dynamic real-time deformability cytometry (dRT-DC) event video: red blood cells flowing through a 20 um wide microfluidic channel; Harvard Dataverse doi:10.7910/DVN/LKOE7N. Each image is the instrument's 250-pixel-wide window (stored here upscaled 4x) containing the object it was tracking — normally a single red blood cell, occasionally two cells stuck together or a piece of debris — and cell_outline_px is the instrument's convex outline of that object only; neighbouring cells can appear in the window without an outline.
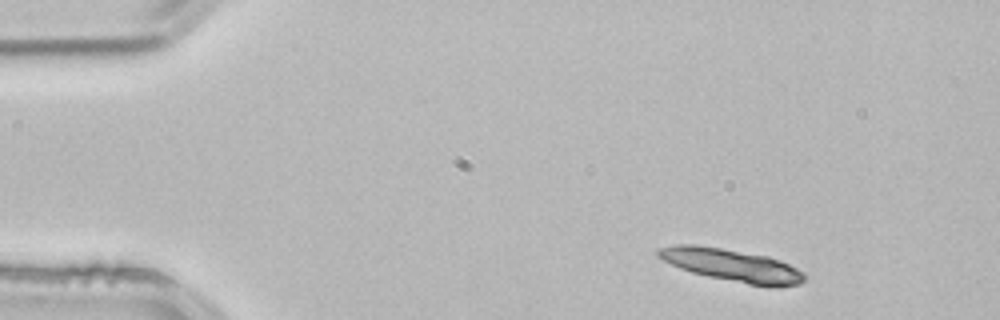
{"species": "common noctule bat (a hibernating species)", "species_latin": "Nyctalus noctula", "temperature_condition": "room temperature", "stored_images_in_passage": 3, "segment_of_instrument_passage": [1, 2], "camera_frame_rate_fps": 3000, "um_per_image_px": 0.085, "animal": {"sex": "male", "body_mass_g": 21.5, "forearm_length_mm": 52.0}, "frame": {"image": 1, "passage_image": 1, "time_ms": 0.0, "image_size_px": [1000, 320], "cell_outline_px": [[804, 280], [800, 284], [780, 288], [768, 288], [708, 276], [692, 272], [680, 268], [656, 256], [656, 252], [660, 248], [676, 244], [696, 244], [768, 256], [780, 260], [804, 272]], "centroid_in_image_um": [62.25, 22.56], "position_along_channel_um": 22.7, "area_um2": 27.74}}